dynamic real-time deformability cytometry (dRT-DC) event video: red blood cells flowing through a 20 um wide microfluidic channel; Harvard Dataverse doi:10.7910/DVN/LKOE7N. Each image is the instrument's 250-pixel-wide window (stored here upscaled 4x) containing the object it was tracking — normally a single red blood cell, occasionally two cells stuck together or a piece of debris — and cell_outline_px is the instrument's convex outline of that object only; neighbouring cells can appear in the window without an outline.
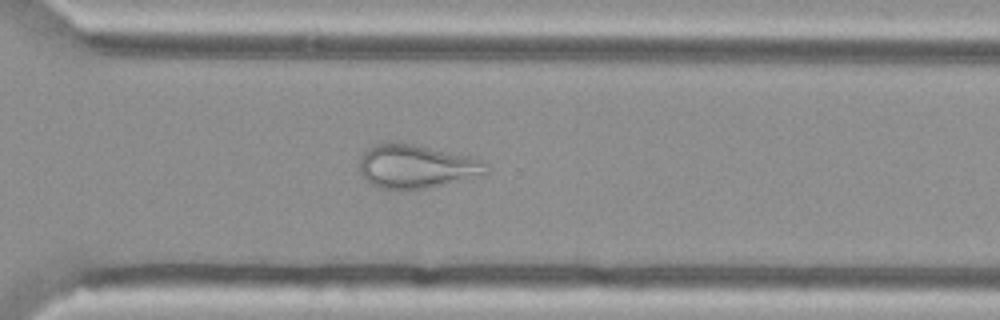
{"species": "Egyptian fruit bat (a non-hibernating species)", "species_latin": "Rousettus aegyptiacus", "temperature_condition": "cold", "stored_images_in_passage": 54, "camera_frame_rate_fps": 3000, "um_per_image_px": 0.085, "animal": {"sex": "female"}, "frame": {"image": 1, "passage_image": 39, "time_ms": 12.667, "image_size_px": [1000, 320], "cell_outline_px": [[484, 176], [428, 188], [380, 188], [364, 180], [360, 172], [360, 156], [368, 148], [376, 144], [392, 140], [396, 140], [476, 156], [484, 160]], "centroid_in_image_um": [35.41, 14.1], "position_along_channel_um": 335.2, "area_um2": 32.83}}